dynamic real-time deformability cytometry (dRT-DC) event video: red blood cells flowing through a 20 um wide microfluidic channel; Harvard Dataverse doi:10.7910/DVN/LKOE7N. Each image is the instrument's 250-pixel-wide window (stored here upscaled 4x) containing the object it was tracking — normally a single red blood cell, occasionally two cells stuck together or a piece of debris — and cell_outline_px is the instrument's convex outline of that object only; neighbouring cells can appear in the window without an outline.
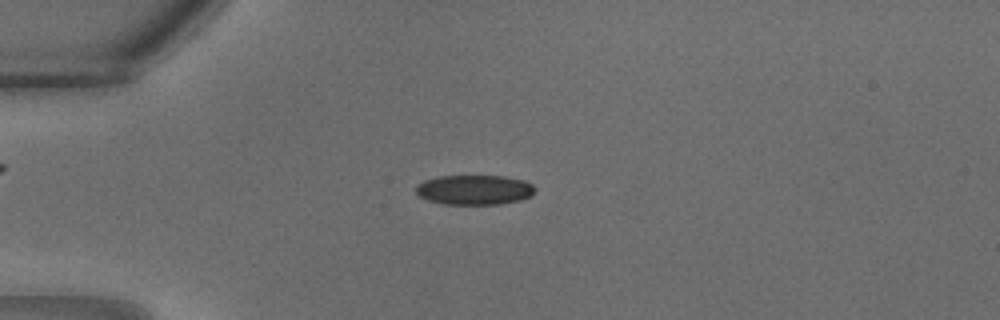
{"species": "common noctule bat (a hibernating species)", "species_latin": "Nyctalus noctula", "temperature_condition": "warm", "stored_images_in_passage": 32, "camera_frame_rate_fps": 3000, "um_per_image_px": 0.085, "animal": {"sex": "male", "body_mass_g": 18.8}, "frame": {"image": 1, "passage_image": 9, "time_ms": 2.667, "image_size_px": [1000, 320], "cell_outline_px": [[536, 192], [532, 196], [520, 200], [500, 204], [444, 204], [428, 200], [420, 196], [416, 192], [416, 184], [424, 180], [440, 176], [504, 176], [524, 180], [532, 184], [536, 188]], "centroid_in_image_um": [40.36, 16.13], "position_along_channel_um": 44.6, "area_um2": 20.81}}
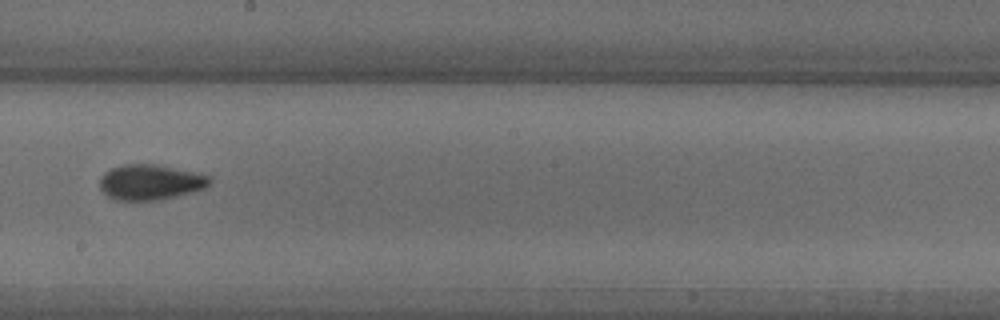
{"frame": {"image": 2, "passage_image": 19, "time_ms": 6.0, "image_size_px": [1000, 320], "cell_outline_px": [[212, 184], [204, 188], [176, 196], [156, 200], [116, 200], [108, 196], [100, 188], [100, 176], [104, 172], [112, 168], [124, 164], [152, 164], [200, 172], [212, 176]], "centroid_in_image_um": [12.82, 15.47], "position_along_channel_um": 235.4, "area_um2": 22.77}}
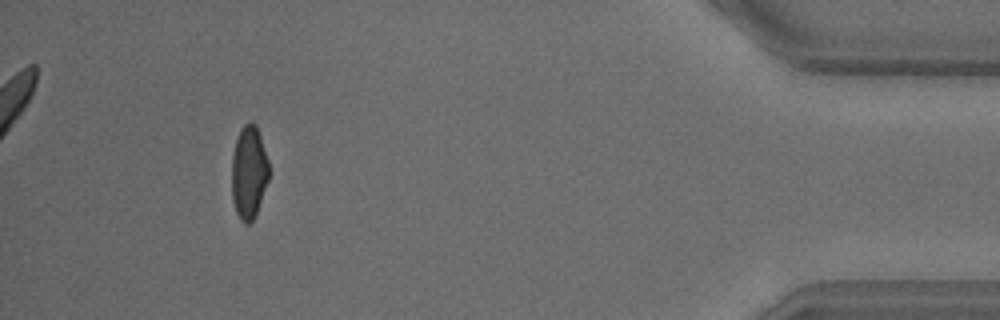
{"frame": {"image": 3, "passage_image": 30, "time_ms": 9.667, "image_size_px": [1000, 320], "cell_outline_px": [[268, 180], [256, 212], [252, 220], [248, 224], [244, 224], [240, 220], [236, 212], [232, 200], [232, 152], [240, 128], [248, 120], [252, 120], [256, 124], [268, 160]], "centroid_in_image_um": [21.13, 14.6], "position_along_channel_um": 414.1, "area_um2": 20.17}}